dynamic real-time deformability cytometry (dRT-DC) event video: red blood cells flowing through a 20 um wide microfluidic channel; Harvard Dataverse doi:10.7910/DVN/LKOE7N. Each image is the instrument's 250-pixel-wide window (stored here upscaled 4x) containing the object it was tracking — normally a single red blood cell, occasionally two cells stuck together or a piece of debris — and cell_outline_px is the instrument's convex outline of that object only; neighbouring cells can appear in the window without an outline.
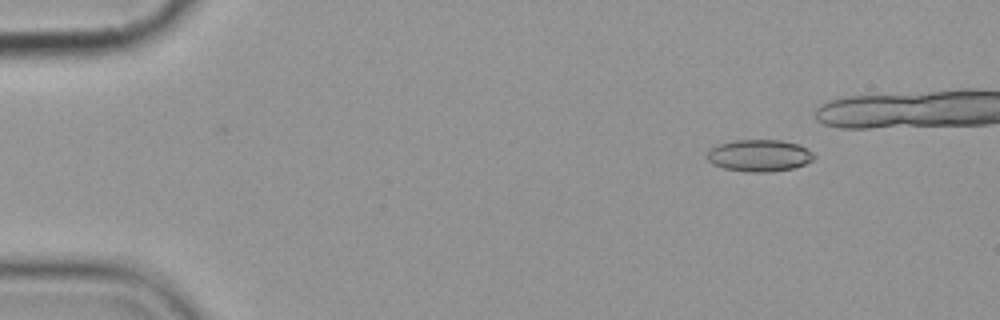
{"species": "common noctule bat (a hibernating species)", "species_latin": "Nyctalus noctula", "temperature_condition": "cold", "stored_images_in_passage": 6, "camera_frame_rate_fps": 3000, "um_per_image_px": 0.085, "animal": {"sex": "female", "body_mass_g": 19.9}, "frame": {"image": 1, "passage_image": 1, "time_ms": 0.0, "image_size_px": [1000, 320], "cell_outline_px": [[816, 156], [812, 160], [804, 164], [792, 168], [772, 172], [752, 172], [724, 168], [712, 164], [708, 160], [708, 152], [716, 144], [732, 140], [780, 140], [800, 144], [808, 148]], "centroid_in_image_um": [64.56, 13.21], "position_along_channel_um": 20.4, "area_um2": 19.94}}
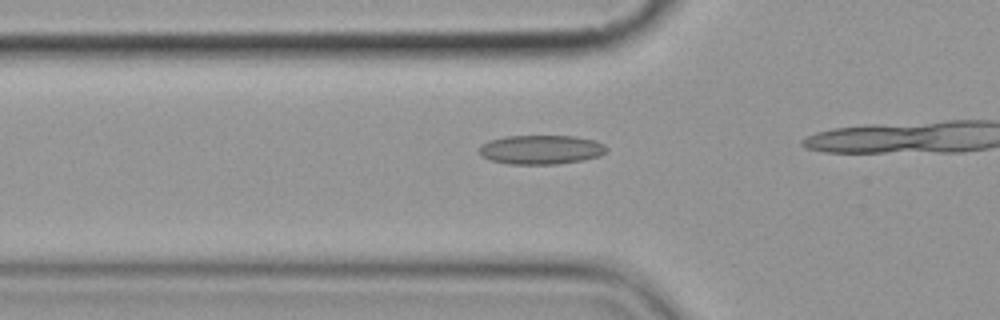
{"frame": {"image": 2, "passage_image": 5, "time_ms": 5.667, "image_size_px": [1000, 320], "cell_outline_px": [[608, 148], [600, 156], [584, 160], [556, 164], [508, 164], [492, 160], [480, 156], [480, 144], [488, 140], [504, 136], [576, 136], [596, 140], [604, 144]], "centroid_in_image_um": [45.99, 12.71], "position_along_channel_um": 79.8, "area_um2": 21.85}}